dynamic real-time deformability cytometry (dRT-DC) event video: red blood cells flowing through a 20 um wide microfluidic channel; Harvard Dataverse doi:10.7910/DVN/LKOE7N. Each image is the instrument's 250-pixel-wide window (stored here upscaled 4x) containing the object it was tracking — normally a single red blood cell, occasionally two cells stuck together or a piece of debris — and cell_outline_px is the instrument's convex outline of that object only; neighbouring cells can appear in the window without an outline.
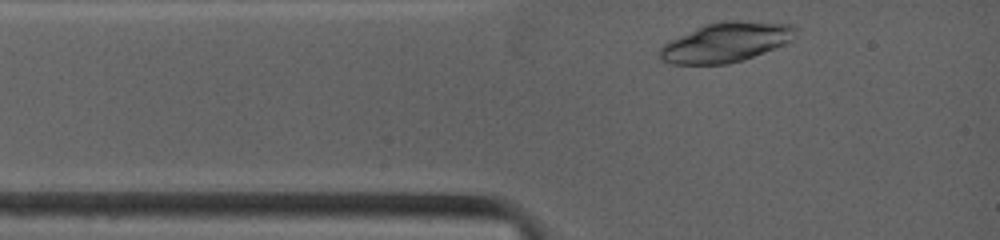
{"species": "common noctule bat (a hibernating species)", "species_latin": "Nyctalus noctula", "temperature_condition": "warm", "stored_images_in_passage": 45, "camera_frame_rate_fps": 4500, "um_per_image_px": 0.085, "animal": {"sex": "female", "body_mass_g": 19.0, "forearm_length_mm": 53.3}, "frame": {"image": 1, "passage_image": 2, "time_ms": 0.222, "image_size_px": [1000, 240], "cell_outline_px": [[796, 36], [792, 40], [784, 44], [744, 60], [728, 64], [672, 64], [660, 60], [660, 48], [668, 40], [704, 24], [720, 20], [740, 20], [792, 24], [796, 28]], "centroid_in_image_um": [61.7, 3.58], "position_along_channel_um": 23.3, "area_um2": 31.67}}
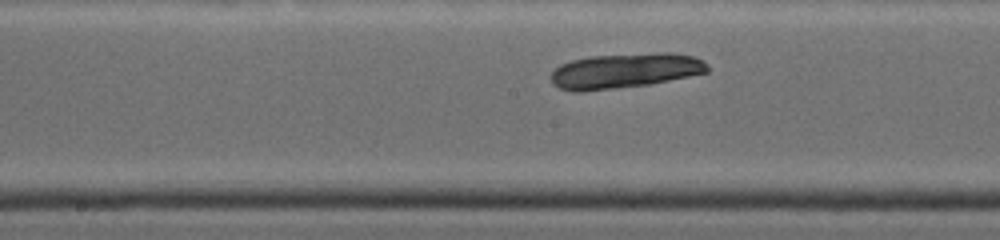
{"frame": {"image": 2, "passage_image": 27, "time_ms": 4.889, "image_size_px": [1000, 240], "cell_outline_px": [[708, 72], [648, 84], [584, 92], [572, 92], [560, 88], [552, 84], [548, 76], [560, 64], [572, 60], [588, 56], [660, 52], [672, 52], [692, 56], [704, 60], [708, 64]], "centroid_in_image_um": [53.07, 6.01], "position_along_channel_um": 195.1, "area_um2": 32.19}}
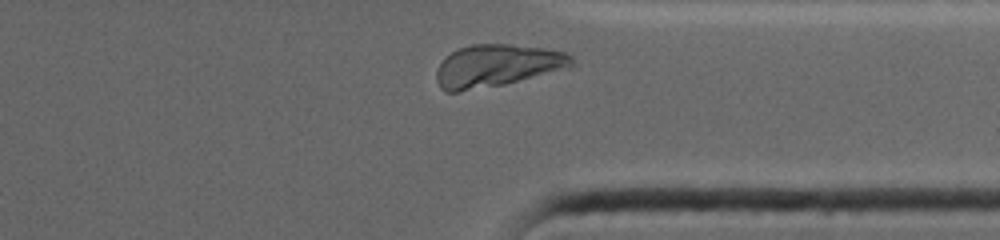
{"frame": {"image": 3, "passage_image": 43, "time_ms": 9.333, "image_size_px": [1000, 240], "cell_outline_px": [[572, 64], [568, 68], [504, 84], [456, 92], [444, 92], [440, 88], [436, 80], [436, 72], [440, 64], [452, 52], [460, 48], [472, 44], [508, 44], [544, 48], [564, 52], [572, 56]], "centroid_in_image_um": [42.22, 5.58], "position_along_channel_um": 369.2, "area_um2": 32.95}}